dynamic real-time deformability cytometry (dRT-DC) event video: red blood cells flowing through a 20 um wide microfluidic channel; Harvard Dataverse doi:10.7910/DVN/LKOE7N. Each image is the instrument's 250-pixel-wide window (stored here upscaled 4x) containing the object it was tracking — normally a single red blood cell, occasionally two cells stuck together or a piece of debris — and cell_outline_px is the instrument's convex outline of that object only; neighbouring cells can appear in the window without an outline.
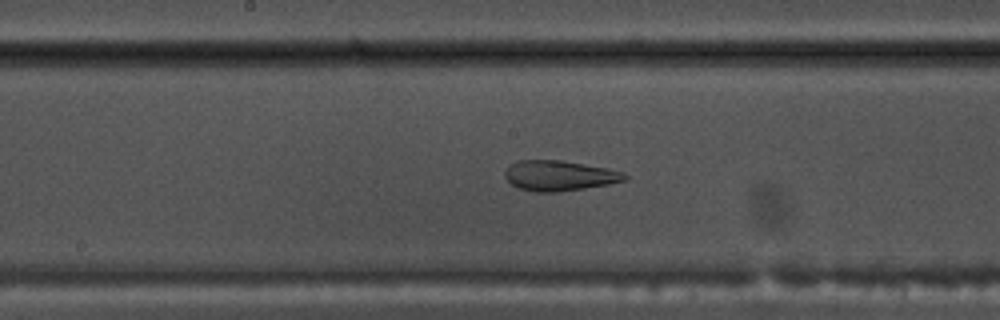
{"species": "common noctule bat (a hibernating species)", "species_latin": "Nyctalus noctula", "temperature_condition": "warm", "stored_images_in_passage": 53, "camera_frame_rate_fps": 3000, "um_per_image_px": 0.085, "animal": {"sex": "male", "body_mass_g": 17.5, "forearm_length_mm": 52.3}, "frame": {"image": 1, "passage_image": 27, "time_ms": 8.667, "image_size_px": [1000, 320], "cell_outline_px": [[628, 180], [608, 184], [560, 192], [536, 192], [520, 188], [512, 184], [504, 176], [504, 172], [516, 160], [560, 160], [608, 168], [624, 172], [628, 176]], "centroid_in_image_um": [47.57, 14.93], "position_along_channel_um": 200.6, "area_um2": 21.1}}
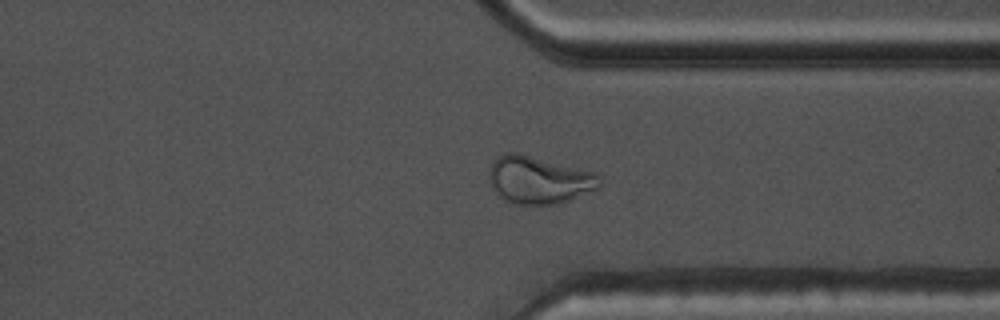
{"frame": {"image": 2, "passage_image": 40, "time_ms": 13.0, "image_size_px": [1000, 320], "cell_outline_px": [[604, 184], [600, 188], [568, 200], [556, 204], [512, 204], [504, 200], [492, 188], [488, 176], [488, 168], [492, 160], [508, 152], [516, 152], [596, 172], [600, 176]], "centroid_in_image_um": [45.82, 15.29], "position_along_channel_um": 365.6, "area_um2": 30.92}}
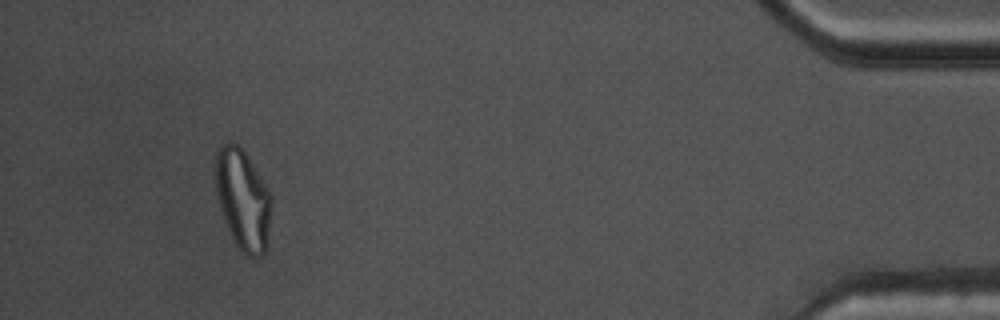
{"frame": {"image": 3, "passage_image": 49, "time_ms": 16.0, "image_size_px": [1000, 320], "cell_outline_px": [[272, 200], [268, 244], [264, 256], [248, 256], [232, 240], [224, 220], [216, 196], [216, 152], [228, 140], [240, 144], [244, 148], [268, 188], [272, 196]], "centroid_in_image_um": [20.67, 16.94], "position_along_channel_um": 414.5, "area_um2": 33.35}, "authors_computed_cell_mechanics": {"area_um2": 28.2642, "velocity_mm_per_s": 3.804, "shape_relaxation_time_tau1_ms": null, "shape_relaxation_time_tau2_ms": 1.6703, "deformation_change_tau1": null, "deformation_change_tau2": 0.0979}}